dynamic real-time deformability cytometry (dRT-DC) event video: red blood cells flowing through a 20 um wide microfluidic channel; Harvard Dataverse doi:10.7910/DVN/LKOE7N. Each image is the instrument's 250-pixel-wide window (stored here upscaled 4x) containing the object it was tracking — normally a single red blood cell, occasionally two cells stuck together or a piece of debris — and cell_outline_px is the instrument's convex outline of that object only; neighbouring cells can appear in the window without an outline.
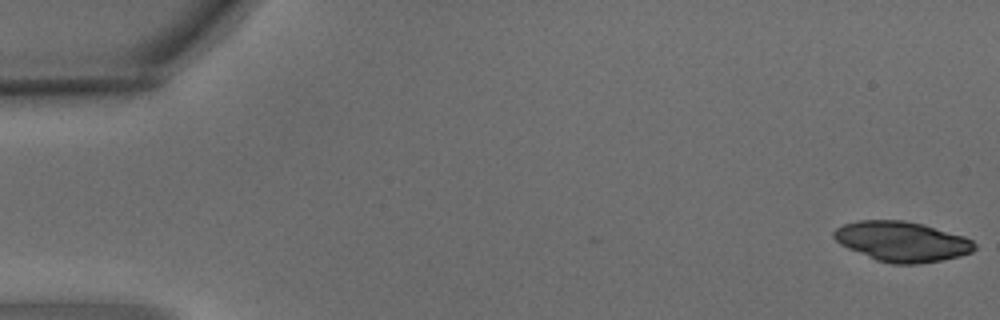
{"species": "common noctule bat (a hibernating species)", "species_latin": "Nyctalus noctula", "temperature_condition": "warm", "stored_images_in_passage": 4, "camera_frame_rate_fps": 3000, "um_per_image_px": 0.085, "animal": {"sex": "male", "body_mass_g": 15.6}, "frame": {"image": 1, "passage_image": 1, "time_ms": 0.0, "image_size_px": [1000, 320], "cell_outline_px": [[976, 248], [972, 252], [960, 256], [920, 264], [892, 264], [876, 260], [848, 248], [840, 244], [832, 236], [832, 232], [836, 228], [844, 224], [860, 220], [904, 220], [924, 224], [964, 236], [972, 240], [976, 244]], "centroid_in_image_um": [76.67, 20.52], "position_along_channel_um": 8.3, "area_um2": 32.95}}